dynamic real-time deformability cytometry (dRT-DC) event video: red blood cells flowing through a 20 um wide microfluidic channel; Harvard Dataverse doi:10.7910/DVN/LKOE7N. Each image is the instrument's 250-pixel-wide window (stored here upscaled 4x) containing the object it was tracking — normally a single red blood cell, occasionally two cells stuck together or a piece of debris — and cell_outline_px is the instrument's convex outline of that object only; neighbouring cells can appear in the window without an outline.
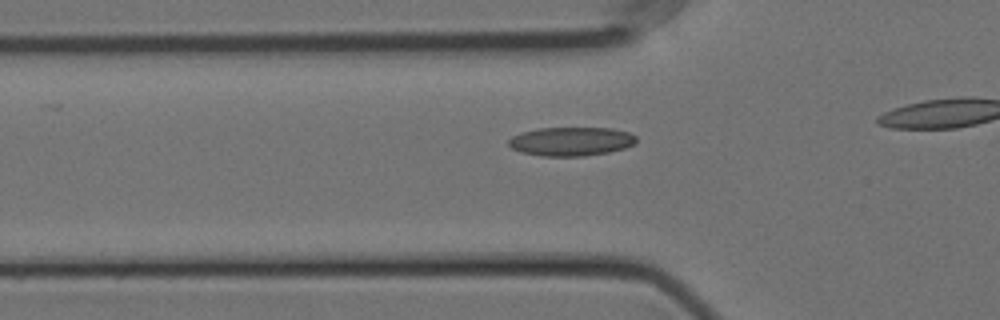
{"species": "Egyptian fruit bat (a non-hibernating species)", "species_latin": "Rousettus aegyptiacus", "temperature_condition": "cold", "stored_images_in_passage": 41, "camera_frame_rate_fps": 3000, "um_per_image_px": 0.085, "animal": {"sex": "female"}, "frame": {"image": 1, "passage_image": 15, "time_ms": 4.667, "image_size_px": [1000, 320], "cell_outline_px": [[636, 144], [624, 148], [608, 152], [584, 156], [540, 156], [520, 152], [512, 148], [508, 144], [508, 140], [512, 136], [536, 128], [612, 128], [628, 132], [636, 136]], "centroid_in_image_um": [48.54, 12.02], "position_along_channel_um": 77.3, "area_um2": 21.5}}
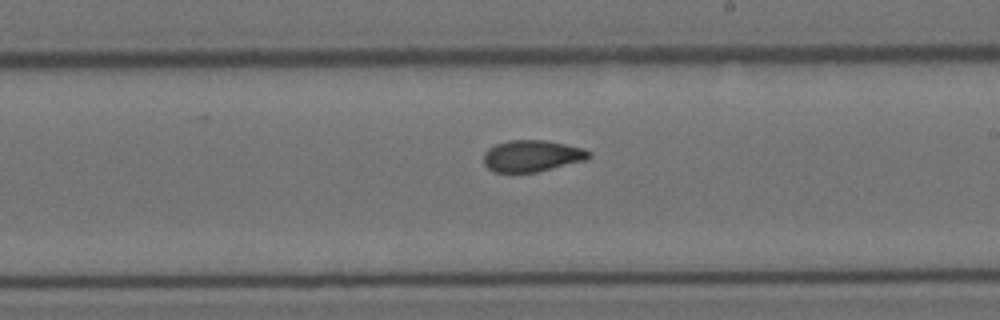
{"frame": {"image": 2, "passage_image": 29, "time_ms": 9.333, "image_size_px": [1000, 320], "cell_outline_px": [[592, 156], [588, 160], [536, 172], [496, 172], [488, 168], [484, 164], [484, 152], [488, 148], [496, 144], [508, 140], [548, 140], [584, 148], [592, 152]], "centroid_in_image_um": [45.27, 13.24], "position_along_channel_um": 243.7, "area_um2": 19.59}}
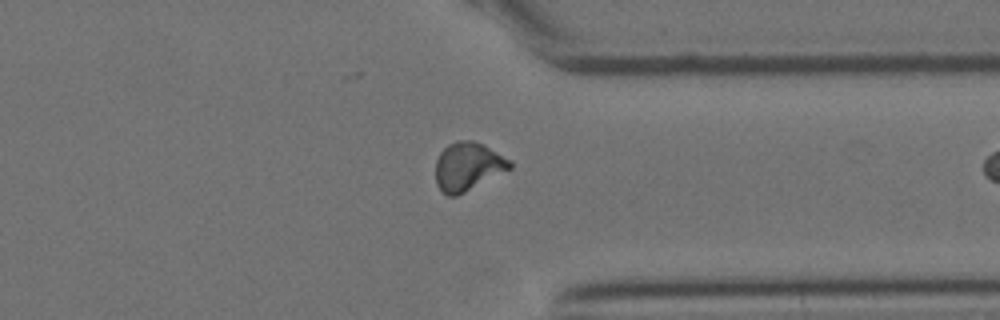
{"frame": {"image": 3, "passage_image": 40, "time_ms": 13.0, "image_size_px": [1000, 320], "cell_outline_px": [[512, 168], [456, 196], [448, 196], [436, 184], [436, 160], [440, 152], [448, 144], [456, 140], [472, 140], [484, 144], [512, 160]], "centroid_in_image_um": [39.78, 14.12], "position_along_channel_um": 371.6, "area_um2": 20.92}}